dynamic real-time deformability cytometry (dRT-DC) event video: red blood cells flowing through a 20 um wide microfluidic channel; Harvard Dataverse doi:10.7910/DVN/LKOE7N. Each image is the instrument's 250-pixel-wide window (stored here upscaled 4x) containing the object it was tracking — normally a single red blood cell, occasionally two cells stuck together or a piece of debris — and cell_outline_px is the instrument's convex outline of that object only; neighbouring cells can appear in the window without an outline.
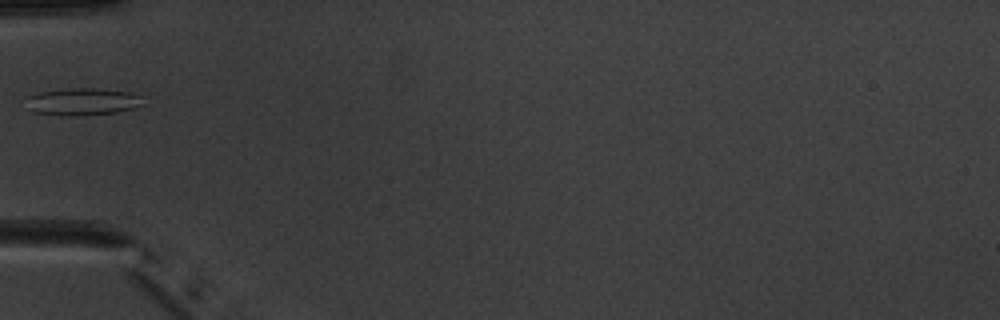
{"species": "common noctule bat (a hibernating species)", "species_latin": "Nyctalus noctula", "temperature_condition": "warm", "stored_images_in_passage": 5, "camera_frame_rate_fps": 3000, "um_per_image_px": 0.085, "animal": {"sex": "male", "body_mass_g": 20.1, "forearm_length_mm": 53.5}, "frame": {"image": 1, "passage_image": 5, "time_ms": 4.667, "image_size_px": [1000, 320], "cell_outline_px": [[144, 96], [140, 104], [136, 108], [116, 112], [76, 116], [72, 116], [32, 112], [28, 96], [40, 92], [72, 88], [96, 88], [132, 92]], "centroid_in_image_um": [7.1, 8.63], "position_along_channel_um": 77.9, "area_um2": 18.32}}